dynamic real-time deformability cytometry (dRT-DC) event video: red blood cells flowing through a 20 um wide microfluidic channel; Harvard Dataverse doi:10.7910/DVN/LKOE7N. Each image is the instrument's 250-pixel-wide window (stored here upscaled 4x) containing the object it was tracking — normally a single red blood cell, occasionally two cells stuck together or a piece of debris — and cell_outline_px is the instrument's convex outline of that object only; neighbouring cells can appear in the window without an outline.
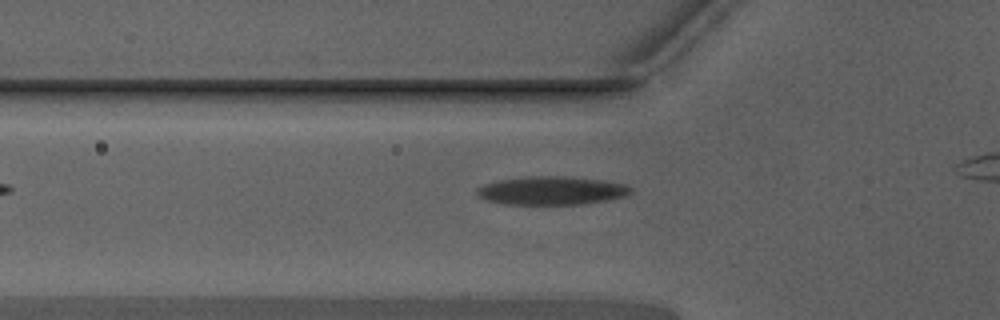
{"species": "Egyptian fruit bat (a non-hibernating species)", "species_latin": "Rousettus aegyptiacus", "temperature_condition": "warm", "stored_images_in_passage": 23, "camera_frame_rate_fps": 3000, "um_per_image_px": 0.085, "animal": {"sex": "male"}, "frame": {"image": 1, "passage_image": 5, "time_ms": 1.333, "image_size_px": [1000, 320], "cell_outline_px": [[632, 192], [628, 196], [608, 200], [580, 204], [504, 204], [488, 200], [480, 196], [476, 192], [484, 184], [500, 180], [524, 176], [564, 176], [600, 180], [628, 184], [632, 188]], "centroid_in_image_um": [46.96, 16.19], "position_along_channel_um": 78.8, "area_um2": 25.37}}
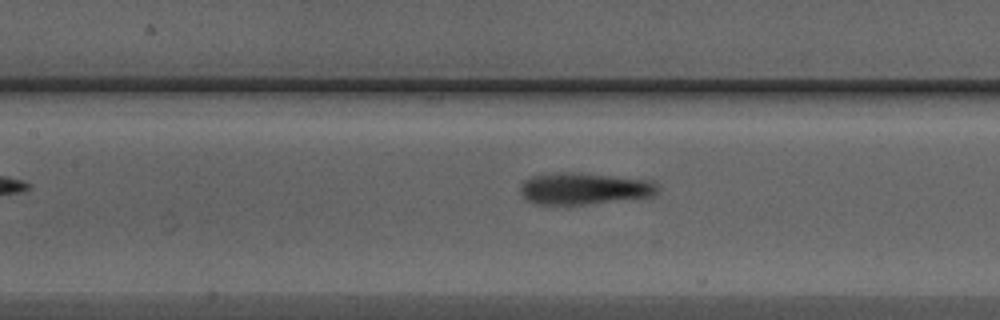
{"frame": {"image": 2, "passage_image": 11, "time_ms": 3.333, "image_size_px": [1000, 320], "cell_outline_px": [[660, 188], [652, 196], [588, 204], [532, 204], [520, 192], [520, 184], [524, 180], [532, 176], [556, 172], [580, 172], [656, 180]], "centroid_in_image_um": [49.68, 16.01], "position_along_channel_um": 157.7, "area_um2": 25.78}}
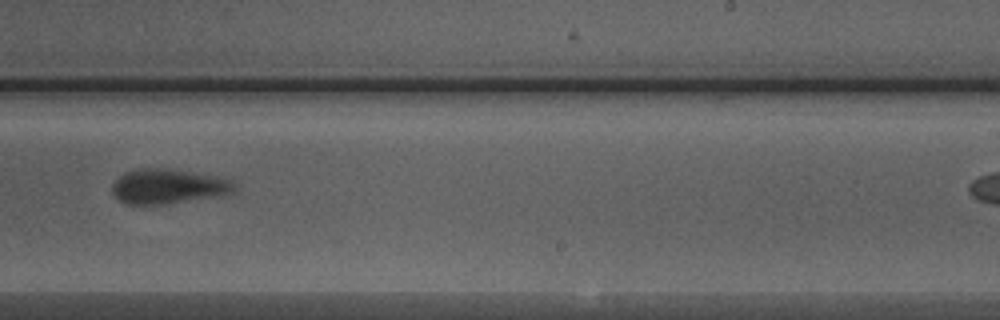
{"frame": {"image": 3, "passage_image": 20, "time_ms": 6.333, "image_size_px": [1000, 320], "cell_outline_px": [[240, 184], [236, 192], [224, 196], [168, 204], [124, 204], [112, 192], [112, 184], [124, 172], [136, 168], [164, 168], [192, 172], [236, 180]], "centroid_in_image_um": [14.4, 15.85], "position_along_channel_um": 274.6, "area_um2": 25.43}}